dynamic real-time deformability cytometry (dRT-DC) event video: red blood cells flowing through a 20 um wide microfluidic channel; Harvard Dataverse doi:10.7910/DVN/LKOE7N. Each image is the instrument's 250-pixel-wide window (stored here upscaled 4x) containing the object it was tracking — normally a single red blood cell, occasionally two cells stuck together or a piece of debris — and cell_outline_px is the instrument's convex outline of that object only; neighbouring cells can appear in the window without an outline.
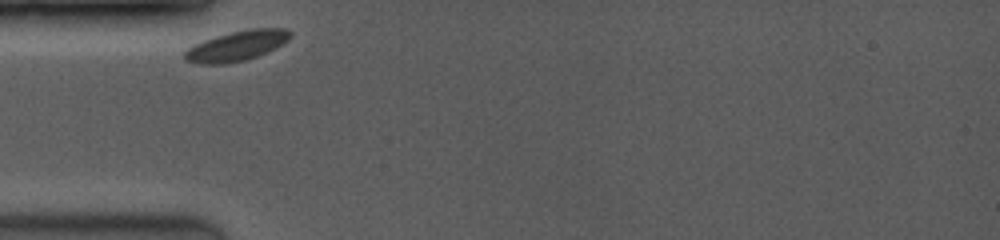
{"species": "common noctule bat (a hibernating species)", "species_latin": "Nyctalus noctula", "temperature_condition": "room temperature", "stored_images_in_passage": 9, "camera_frame_rate_fps": 3500, "um_per_image_px": 0.085, "animal": {"sex": "female", "body_mass_g": 19.0, "forearm_length_mm": 53.3}, "frame": {"image": 1, "passage_image": 1, "time_ms": 0.0, "image_size_px": [1000, 240], "cell_outline_px": [[292, 36], [288, 40], [276, 48], [268, 52], [244, 60], [224, 64], [196, 64], [184, 60], [184, 52], [188, 48], [204, 40], [216, 36], [232, 32], [252, 28], [284, 28], [292, 32]], "centroid_in_image_um": [20.13, 3.9], "position_along_channel_um": 64.9, "area_um2": 18.5}}
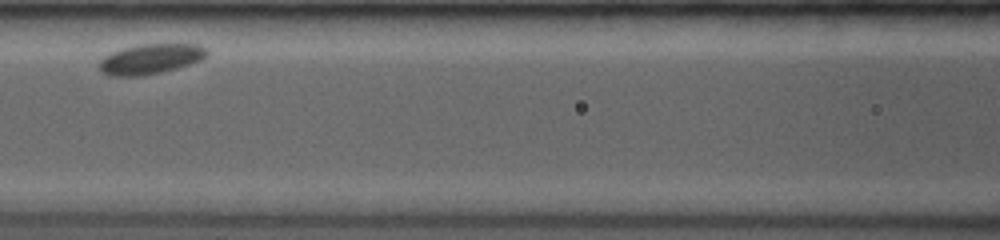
{"frame": {"image": 2, "passage_image": 5, "time_ms": 2.571, "image_size_px": [1000, 240], "cell_outline_px": [[208, 52], [200, 60], [176, 68], [144, 76], [112, 76], [104, 72], [100, 68], [100, 60], [104, 56], [112, 52], [124, 48], [140, 44], [200, 44], [208, 48]], "centroid_in_image_um": [12.81, 5.0], "position_along_channel_um": 153.8, "area_um2": 18.67}}
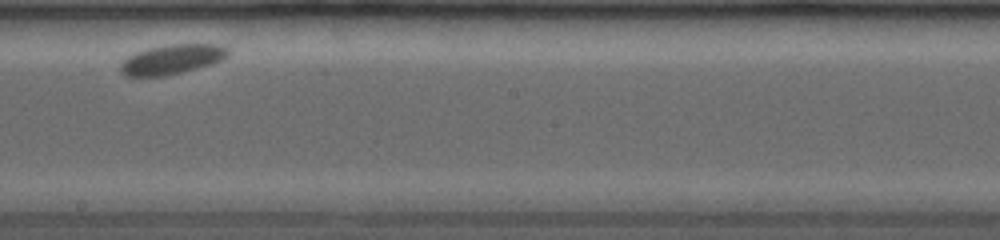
{"frame": {"image": 3, "passage_image": 8, "time_ms": 4.857, "image_size_px": [1000, 240], "cell_outline_px": [[228, 56], [212, 64], [164, 76], [124, 76], [120, 72], [120, 64], [128, 56], [136, 52], [148, 48], [168, 44], [224, 44], [228, 48]], "centroid_in_image_um": [14.61, 5.03], "position_along_channel_um": 233.6, "area_um2": 18.61}}